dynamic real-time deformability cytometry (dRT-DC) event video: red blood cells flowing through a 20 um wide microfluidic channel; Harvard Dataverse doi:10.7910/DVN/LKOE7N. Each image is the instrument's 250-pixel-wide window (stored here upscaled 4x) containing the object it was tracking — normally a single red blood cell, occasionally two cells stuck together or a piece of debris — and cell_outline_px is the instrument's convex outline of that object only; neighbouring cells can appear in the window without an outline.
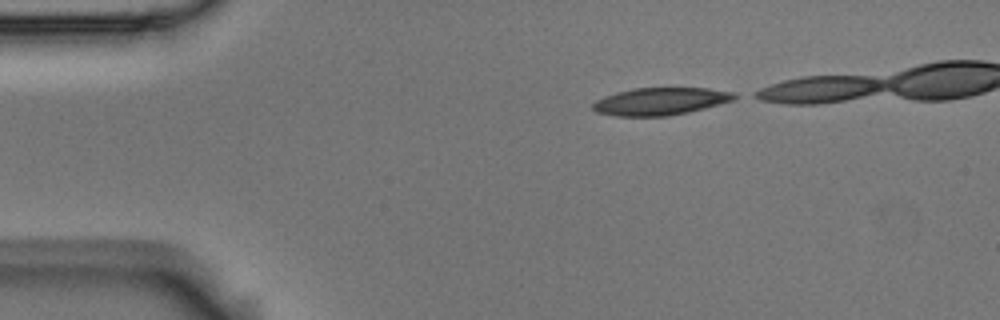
{"species": "Egyptian fruit bat (a non-hibernating species)", "species_latin": "Rousettus aegyptiacus", "temperature_condition": "room temperature", "stored_images_in_passage": 5, "segment_of_instrument_passage": [1, 2], "camera_frame_rate_fps": 3000, "um_per_image_px": 0.085, "animal": {"sex": "male"}, "frame": {"image": 1, "passage_image": 1, "time_ms": 0.0, "image_size_px": [1000, 320], "cell_outline_px": [[744, 96], [736, 100], [688, 112], [668, 116], [616, 116], [596, 112], [592, 108], [592, 104], [596, 100], [604, 96], [616, 92], [632, 88], [708, 88], [736, 92]], "centroid_in_image_um": [56.21, 8.6], "position_along_channel_um": 28.8, "area_um2": 23.0}}
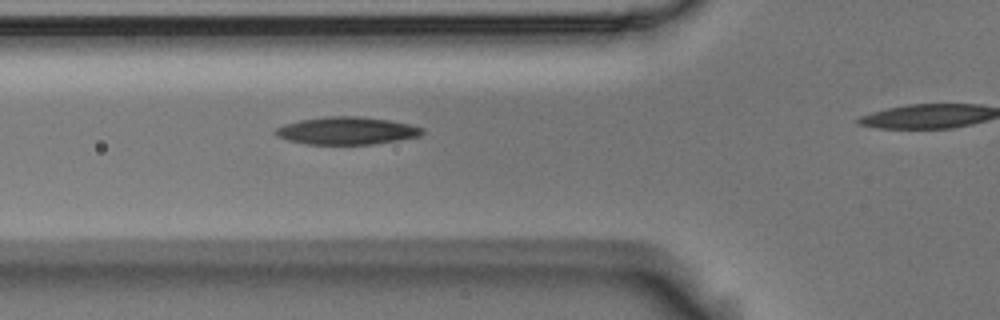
{"frame": {"image": 2, "passage_image": 4, "time_ms": 1.0, "image_size_px": [1000, 320], "cell_outline_px": [[424, 132], [420, 136], [400, 140], [372, 144], [304, 144], [288, 140], [276, 136], [272, 132], [276, 128], [284, 124], [300, 120], [324, 116], [360, 116], [388, 120], [408, 124], [424, 128]], "centroid_in_image_um": [29.44, 11.11], "position_along_channel_um": 96.4, "area_um2": 23.7}}